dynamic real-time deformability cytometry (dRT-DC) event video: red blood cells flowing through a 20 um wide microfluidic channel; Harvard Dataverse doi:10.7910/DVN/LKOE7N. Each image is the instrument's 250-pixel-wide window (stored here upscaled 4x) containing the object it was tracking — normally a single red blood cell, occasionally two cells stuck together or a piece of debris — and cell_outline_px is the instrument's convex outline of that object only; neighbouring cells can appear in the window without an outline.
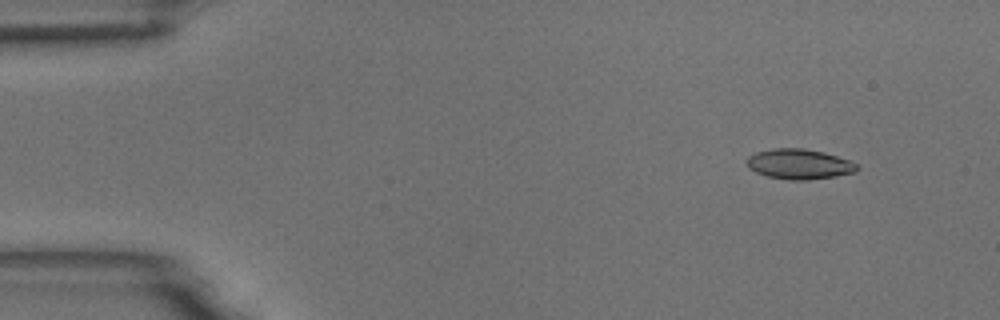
{"species": "common noctule bat (a hibernating species)", "species_latin": "Nyctalus noctula", "temperature_condition": "room temperature", "stored_images_in_passage": 5, "segment_of_instrument_passage": [1, 2], "camera_frame_rate_fps": 3000, "um_per_image_px": 0.085, "animal": {"sex": "male", "body_mass_g": 18.8}, "frame": {"image": 1, "passage_image": 1, "time_ms": 0.0, "image_size_px": [1000, 320], "cell_outline_px": [[856, 172], [836, 176], [808, 180], [792, 180], [768, 176], [756, 172], [748, 168], [744, 160], [748, 156], [756, 152], [772, 148], [804, 148], [824, 152], [848, 160], [856, 164]], "centroid_in_image_um": [67.87, 13.94], "position_along_channel_um": 17.1, "area_um2": 19.36}}